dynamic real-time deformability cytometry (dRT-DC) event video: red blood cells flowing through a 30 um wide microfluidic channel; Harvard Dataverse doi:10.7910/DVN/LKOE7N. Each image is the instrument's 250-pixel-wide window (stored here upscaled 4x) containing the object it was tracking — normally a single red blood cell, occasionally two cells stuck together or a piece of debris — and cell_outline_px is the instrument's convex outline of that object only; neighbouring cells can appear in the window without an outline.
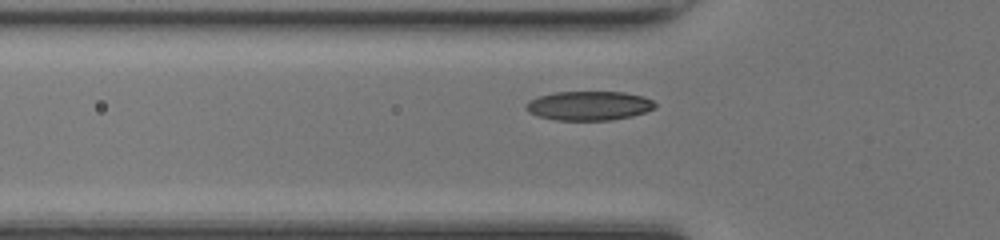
{"species": "common noctule bat (a hibernating species)", "species_latin": "Nyctalus noctula", "temperature_condition": "room temperature", "stored_images_in_passage": 35, "camera_frame_rate_fps": 3000, "um_per_image_px": 0.085, "animal": {"sex": "female", "body_mass_g": 17.0, "forearm_length_mm": 48.0}, "frame": {"image": 1, "passage_image": 7, "time_ms": 2.0, "image_size_px": [1000, 240], "cell_outline_px": [[656, 108], [632, 116], [612, 120], [556, 120], [536, 116], [528, 112], [524, 108], [524, 104], [528, 100], [552, 92], [624, 92], [644, 96], [652, 100], [656, 104]], "centroid_in_image_um": [50.03, 8.98], "position_along_channel_um": 75.8, "area_um2": 22.2}}
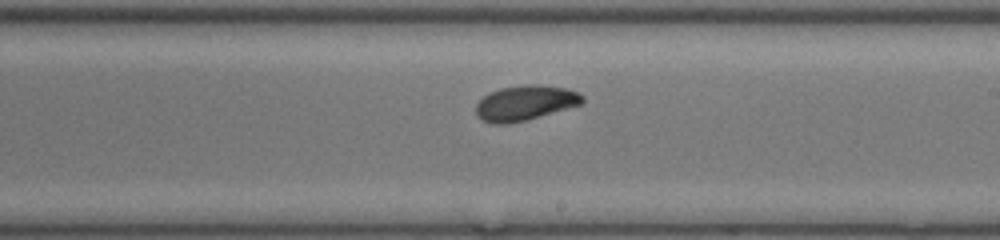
{"frame": {"image": 2, "passage_image": 19, "time_ms": 6.0, "image_size_px": [1000, 240], "cell_outline_px": [[584, 104], [524, 120], [508, 124], [492, 124], [476, 116], [476, 104], [488, 92], [500, 88], [528, 84], [536, 84], [568, 88], [584, 96]], "centroid_in_image_um": [44.64, 8.74], "position_along_channel_um": 244.4, "area_um2": 21.79}}
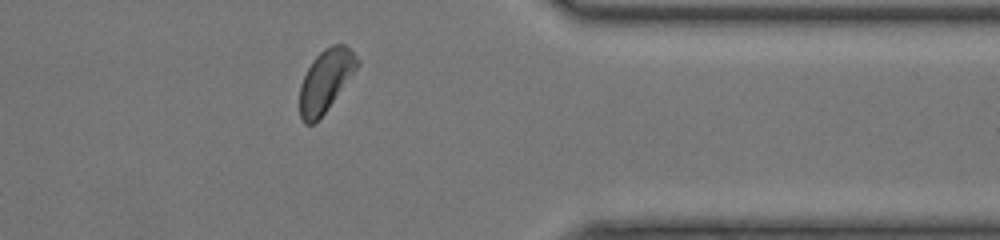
{"frame": {"image": 3, "passage_image": 30, "time_ms": 9.667, "image_size_px": [1000, 240], "cell_outline_px": [[360, 64], [328, 108], [312, 124], [304, 124], [300, 116], [300, 84], [312, 60], [324, 48], [332, 44], [344, 44], [360, 60]], "centroid_in_image_um": [27.67, 6.83], "position_along_channel_um": 383.7, "area_um2": 20.52}}